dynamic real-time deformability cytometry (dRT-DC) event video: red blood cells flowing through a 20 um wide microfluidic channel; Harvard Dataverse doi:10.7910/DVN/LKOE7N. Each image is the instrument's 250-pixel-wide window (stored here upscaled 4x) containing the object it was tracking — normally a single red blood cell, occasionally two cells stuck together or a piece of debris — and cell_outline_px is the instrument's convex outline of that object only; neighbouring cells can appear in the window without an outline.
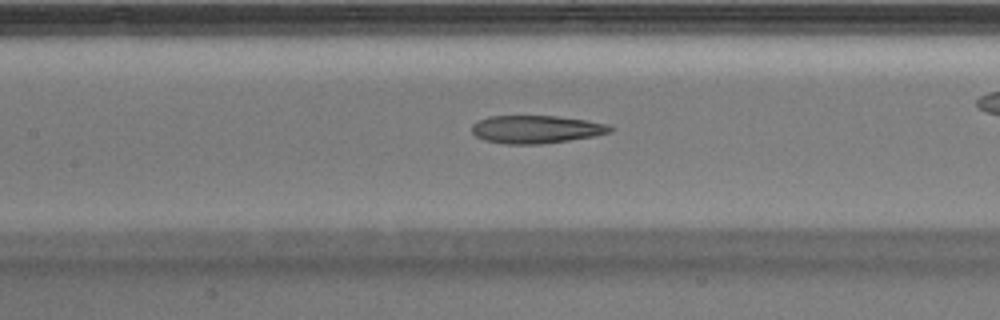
{"species": "Egyptian fruit bat (a non-hibernating species)", "species_latin": "Rousettus aegyptiacus", "temperature_condition": "warm", "stored_images_in_passage": 22, "camera_frame_rate_fps": 3000, "um_per_image_px": 0.085, "animal": {"sex": "male"}, "frame": {"image": 1, "passage_image": 7, "time_ms": 2.0, "image_size_px": [1000, 320], "cell_outline_px": [[616, 128], [612, 132], [596, 136], [540, 144], [504, 144], [484, 140], [476, 136], [472, 132], [472, 124], [488, 116], [556, 116], [584, 120], [608, 124]], "centroid_in_image_um": [45.6, 10.99], "position_along_channel_um": 161.8, "area_um2": 22.54}}